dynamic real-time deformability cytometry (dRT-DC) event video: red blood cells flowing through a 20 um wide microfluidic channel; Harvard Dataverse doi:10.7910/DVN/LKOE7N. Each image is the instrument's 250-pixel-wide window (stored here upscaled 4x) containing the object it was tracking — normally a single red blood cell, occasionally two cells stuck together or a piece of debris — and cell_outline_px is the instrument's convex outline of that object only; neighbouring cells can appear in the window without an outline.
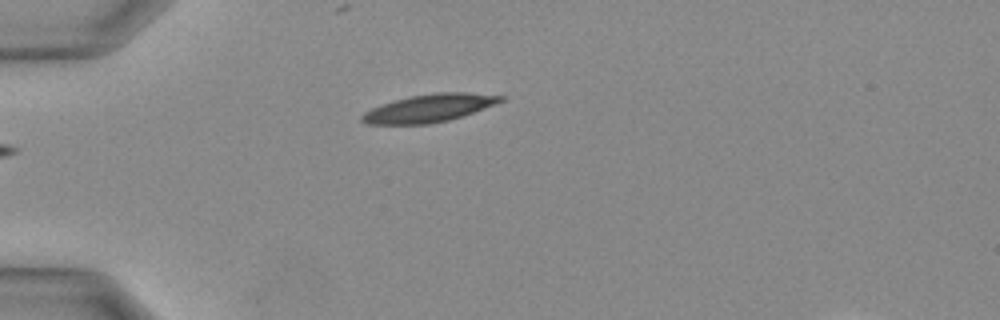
{"species": "Egyptian fruit bat (a non-hibernating species)", "species_latin": "Rousettus aegyptiacus", "temperature_condition": "warm", "stored_images_in_passage": 23, "camera_frame_rate_fps": 3000, "um_per_image_px": 0.085, "animal": {"sex": "female"}, "frame": {"image": 1, "passage_image": 1, "time_ms": 0.0, "image_size_px": [1000, 320], "cell_outline_px": [[504, 100], [496, 104], [448, 120], [428, 124], [368, 124], [360, 120], [360, 116], [364, 112], [372, 108], [396, 100], [412, 96], [436, 92], [468, 92], [504, 96]], "centroid_in_image_um": [36.48, 9.19], "position_along_channel_um": 48.5, "area_um2": 22.14}}
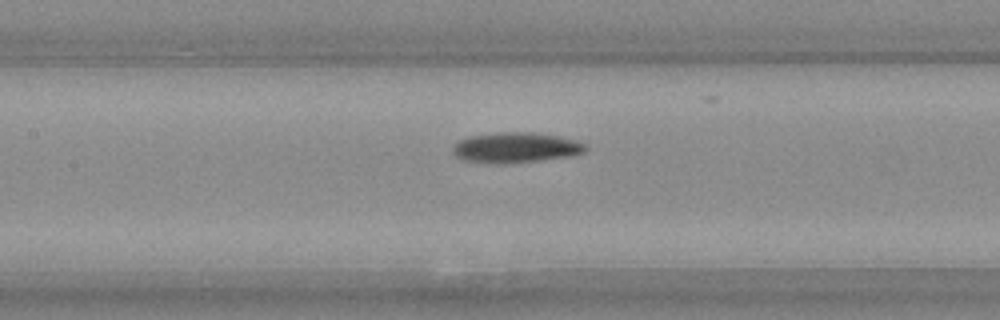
{"frame": {"image": 2, "passage_image": 8, "time_ms": 2.333, "image_size_px": [1000, 320], "cell_outline_px": [[588, 148], [584, 152], [568, 156], [540, 160], [504, 164], [496, 164], [464, 160], [456, 156], [452, 152], [452, 148], [460, 140], [472, 136], [500, 132], [532, 132], [560, 136], [576, 140], [588, 144]], "centroid_in_image_um": [43.87, 12.54], "position_along_channel_um": 163.5, "area_um2": 23.47}}
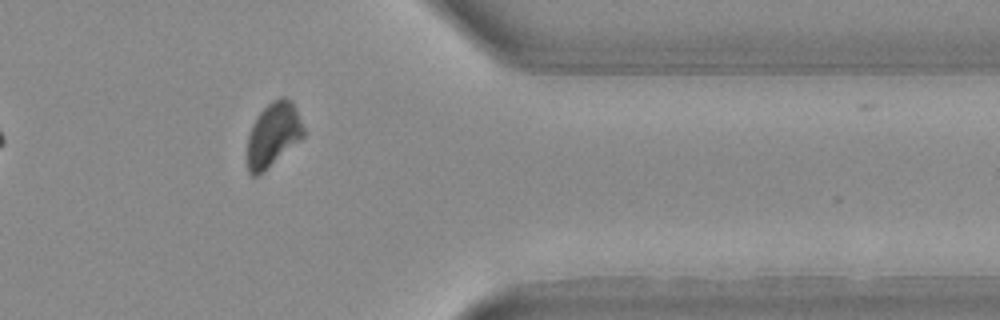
{"frame": {"image": 3, "passage_image": 20, "time_ms": 6.333, "image_size_px": [1000, 320], "cell_outline_px": [[304, 136], [300, 140], [256, 176], [252, 176], [248, 172], [248, 136], [252, 124], [260, 112], [272, 100], [280, 96], [284, 96], [292, 100], [304, 128]], "centroid_in_image_um": [23.22, 11.39], "position_along_channel_um": 388.2, "area_um2": 20.58}}